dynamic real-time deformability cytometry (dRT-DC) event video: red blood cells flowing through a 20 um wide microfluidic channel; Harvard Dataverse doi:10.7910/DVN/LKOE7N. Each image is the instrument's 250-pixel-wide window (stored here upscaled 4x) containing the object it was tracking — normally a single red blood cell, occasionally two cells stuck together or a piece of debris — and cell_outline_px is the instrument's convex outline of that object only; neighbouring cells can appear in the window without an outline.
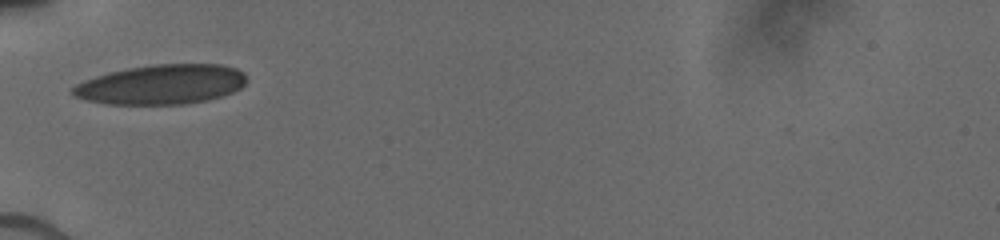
{"species": "human", "species_latin": "Homo sapiens", "temperature_condition": "cold", "stored_images_in_passage": 2, "camera_frame_rate_fps": 3000, "um_per_image_px": 0.085, "donor": {"sex": "male"}, "frame": {"image": 1, "passage_image": 1, "time_ms": 0.0, "image_size_px": [1000, 240], "cell_outline_px": [[244, 84], [240, 88], [232, 92], [220, 96], [204, 100], [184, 104], [108, 104], [84, 100], [72, 96], [68, 92], [68, 88], [84, 80], [108, 72], [128, 68], [152, 64], [220, 64], [236, 68], [244, 72]], "centroid_in_image_um": [13.63, 7.18], "position_along_channel_um": 71.4, "area_um2": 40.34}}